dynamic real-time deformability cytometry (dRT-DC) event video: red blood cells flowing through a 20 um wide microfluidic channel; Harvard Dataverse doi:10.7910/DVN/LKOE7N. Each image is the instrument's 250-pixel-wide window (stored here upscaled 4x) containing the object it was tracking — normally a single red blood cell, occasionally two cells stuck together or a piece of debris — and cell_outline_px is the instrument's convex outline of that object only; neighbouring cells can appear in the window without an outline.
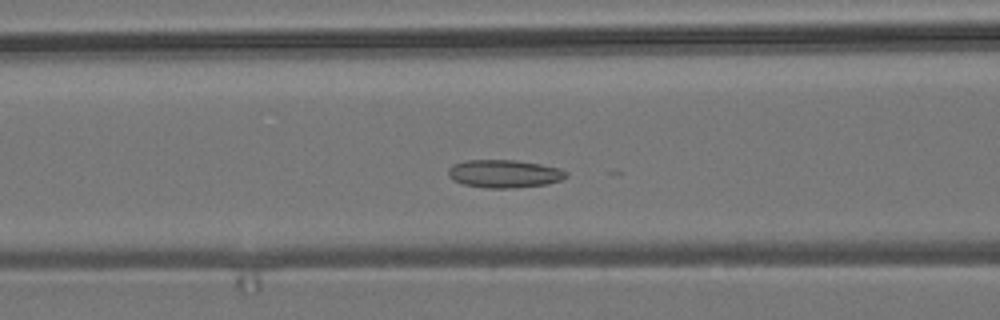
{"species": "common noctule bat (a hibernating species)", "species_latin": "Nyctalus noctula", "temperature_condition": "room temperature", "stored_images_in_passage": 50, "camera_frame_rate_fps": 3000, "um_per_image_px": 0.085, "animal": {"sex": "male", "body_mass_g": 19.2, "forearm_length_mm": 51.8}, "frame": {"image": 1, "passage_image": 17, "time_ms": 5.333, "image_size_px": [1000, 320], "cell_outline_px": [[568, 176], [560, 180], [548, 184], [512, 188], [488, 188], [464, 184], [452, 180], [448, 176], [448, 168], [452, 164], [464, 160], [516, 160], [540, 164], [560, 168], [568, 172]], "centroid_in_image_um": [42.85, 14.76], "position_along_channel_um": 123.7, "area_um2": 19.36}}
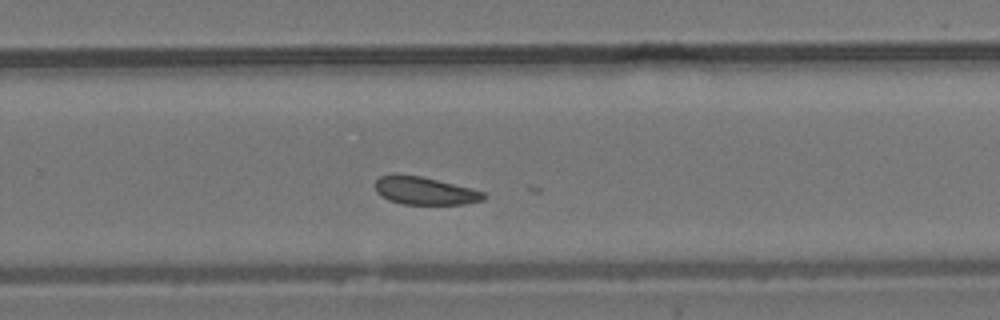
{"frame": {"image": 2, "passage_image": 31, "time_ms": 10.0, "image_size_px": [1000, 320], "cell_outline_px": [[484, 200], [464, 204], [404, 204], [388, 200], [380, 196], [376, 192], [376, 180], [380, 176], [420, 176], [472, 188], [484, 192]], "centroid_in_image_um": [36.13, 16.24], "position_along_channel_um": 293.7, "area_um2": 17.17}}
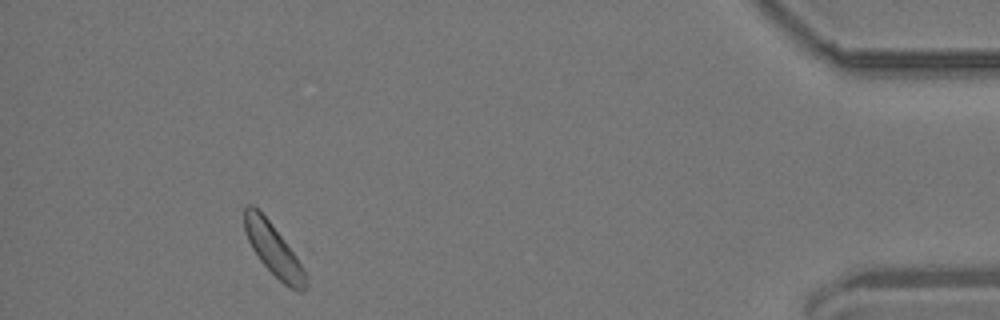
{"frame": {"image": 3, "passage_image": 46, "time_ms": 15.0, "image_size_px": [1000, 320], "cell_outline_px": [[308, 284], [304, 292], [300, 292], [288, 288], [260, 260], [252, 248], [248, 240], [244, 228], [244, 208], [248, 204], [252, 204], [304, 256]], "centroid_in_image_um": [23.4, 21.26], "position_along_channel_um": 411.8, "area_um2": 19.77}}